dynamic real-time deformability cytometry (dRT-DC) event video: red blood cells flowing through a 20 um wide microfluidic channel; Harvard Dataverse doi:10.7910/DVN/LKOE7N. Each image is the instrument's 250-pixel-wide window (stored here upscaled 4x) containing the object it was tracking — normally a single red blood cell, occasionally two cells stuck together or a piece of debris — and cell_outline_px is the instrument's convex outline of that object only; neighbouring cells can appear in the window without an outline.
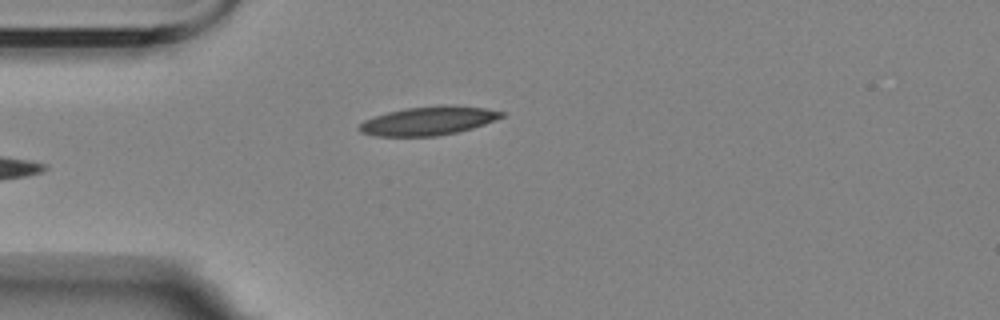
{"species": "Egyptian fruit bat (a non-hibernating species)", "species_latin": "Rousettus aegyptiacus", "temperature_condition": "room temperature", "stored_images_in_passage": 6, "camera_frame_rate_fps": 3000, "um_per_image_px": 0.085, "animal": {"sex": "female"}, "frame": {"image": 1, "passage_image": 5, "time_ms": 5.0, "image_size_px": [1000, 320], "cell_outline_px": [[504, 116], [484, 124], [472, 128], [456, 132], [436, 136], [376, 136], [360, 132], [356, 128], [364, 120], [388, 112], [404, 108], [440, 104], [456, 104], [484, 108], [504, 112]], "centroid_in_image_um": [36.4, 10.25], "position_along_channel_um": 48.6, "area_um2": 23.93}}